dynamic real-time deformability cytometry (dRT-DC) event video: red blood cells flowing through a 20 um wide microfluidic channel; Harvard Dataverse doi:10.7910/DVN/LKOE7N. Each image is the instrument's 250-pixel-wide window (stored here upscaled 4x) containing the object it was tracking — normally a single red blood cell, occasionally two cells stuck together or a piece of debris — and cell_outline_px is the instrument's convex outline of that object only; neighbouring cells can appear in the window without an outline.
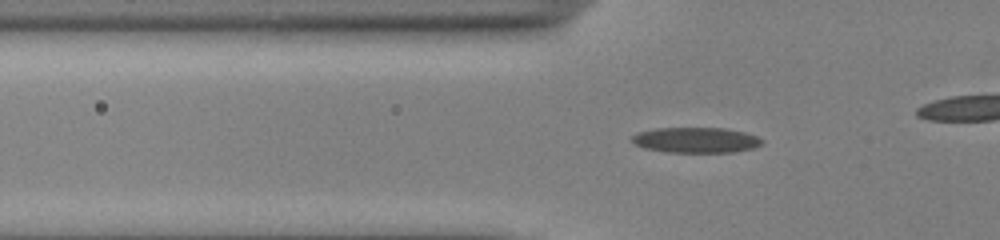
{"species": "common noctule bat (a hibernating species)", "species_latin": "Nyctalus noctula", "temperature_condition": "cold", "stored_images_in_passage": 45, "camera_frame_rate_fps": 3000, "um_per_image_px": 0.085, "animal": {"sex": "male", "body_mass_g": 13.0, "forearm_length_mm": 53.1}, "frame": {"image": 1, "passage_image": 19, "time_ms": 6.0, "image_size_px": [1000, 240], "cell_outline_px": [[764, 140], [756, 148], [736, 152], [668, 152], [644, 148], [636, 144], [632, 140], [632, 136], [640, 132], [656, 128], [724, 128], [744, 132], [756, 136]], "centroid_in_image_um": [59.2, 11.91], "position_along_channel_um": 66.6, "area_um2": 19.19}}
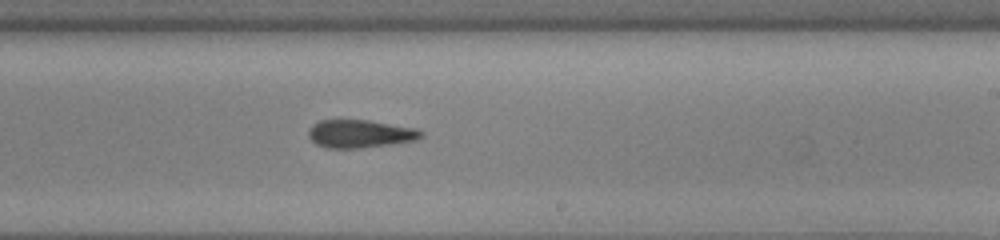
{"frame": {"image": 2, "passage_image": 34, "time_ms": 11.0, "image_size_px": [1000, 240], "cell_outline_px": [[424, 136], [416, 140], [360, 148], [328, 148], [316, 144], [308, 136], [308, 132], [312, 124], [320, 120], [368, 120], [416, 128], [424, 132]], "centroid_in_image_um": [30.61, 11.36], "position_along_channel_um": 258.4, "area_um2": 18.32}}
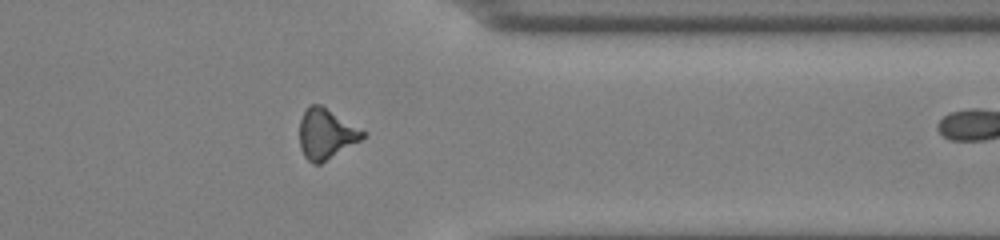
{"frame": {"image": 3, "passage_image": 44, "time_ms": 14.333, "image_size_px": [1000, 240], "cell_outline_px": [[368, 136], [320, 164], [312, 164], [304, 156], [300, 148], [300, 120], [304, 112], [312, 104], [320, 104], [368, 132]], "centroid_in_image_um": [27.75, 11.39], "position_along_channel_um": 383.6, "area_um2": 18.61}}